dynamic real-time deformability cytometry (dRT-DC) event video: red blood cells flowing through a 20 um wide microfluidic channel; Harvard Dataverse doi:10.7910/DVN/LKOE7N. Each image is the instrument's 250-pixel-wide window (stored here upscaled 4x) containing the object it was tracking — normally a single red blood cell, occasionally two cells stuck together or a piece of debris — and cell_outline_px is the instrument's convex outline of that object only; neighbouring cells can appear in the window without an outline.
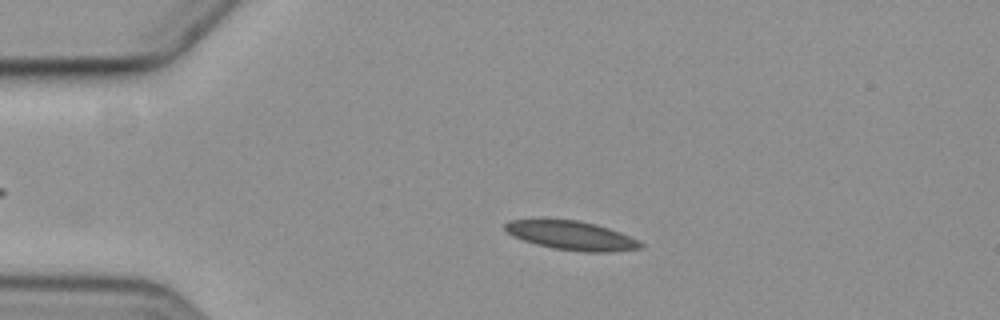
{"species": "common noctule bat (a hibernating species)", "species_latin": "Nyctalus noctula", "temperature_condition": "cold", "stored_images_in_passage": 10, "camera_frame_rate_fps": 3000, "um_per_image_px": 0.085, "animal": {"sex": "female", "body_mass_g": 19.3, "forearm_length_mm": 54.1}, "frame": {"image": 1, "passage_image": 4, "time_ms": 1.0, "image_size_px": [1000, 320], "cell_outline_px": [[644, 248], [612, 252], [584, 252], [552, 248], [536, 244], [512, 236], [504, 228], [504, 224], [508, 220], [540, 216], [544, 216], [580, 220], [596, 224], [620, 232], [640, 240], [644, 244]], "centroid_in_image_um": [48.52, 19.96], "position_along_channel_um": 36.5, "area_um2": 23.99}}
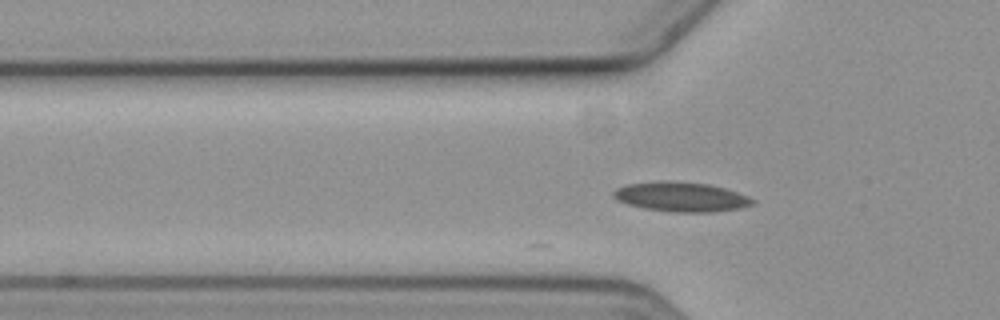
{"frame": {"image": 2, "passage_image": 10, "time_ms": 3.0, "image_size_px": [1000, 320], "cell_outline_px": [[756, 204], [740, 208], [712, 212], [672, 212], [644, 208], [628, 204], [616, 200], [612, 196], [612, 192], [616, 188], [628, 184], [660, 180], [668, 180], [708, 184], [724, 188], [748, 196], [756, 200]], "centroid_in_image_um": [57.89, 16.73], "position_along_channel_um": 67.9, "area_um2": 24.16}}